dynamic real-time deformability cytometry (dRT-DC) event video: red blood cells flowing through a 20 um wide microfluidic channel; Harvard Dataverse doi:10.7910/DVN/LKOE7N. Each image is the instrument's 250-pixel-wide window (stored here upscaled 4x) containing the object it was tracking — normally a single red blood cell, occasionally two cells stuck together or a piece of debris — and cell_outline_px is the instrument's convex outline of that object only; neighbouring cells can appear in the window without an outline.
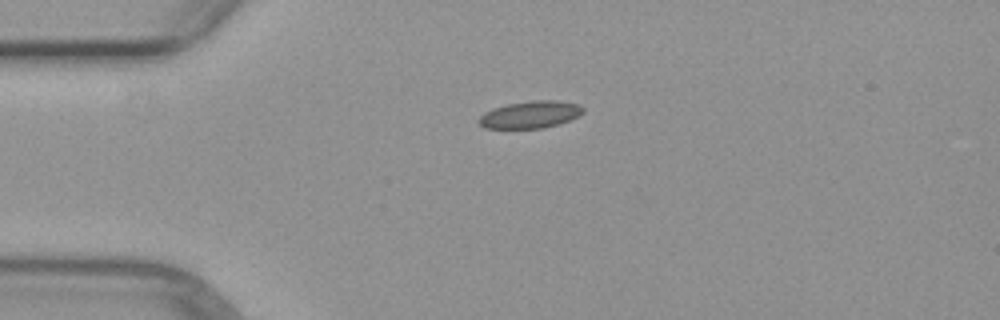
{"species": "common noctule bat (a hibernating species)", "species_latin": "Nyctalus noctula", "temperature_condition": "warm", "stored_images_in_passage": 3, "camera_frame_rate_fps": 3000, "um_per_image_px": 0.085, "animal": {"sex": "female", "body_mass_g": 29.2, "forearm_length_mm": 56.3}, "frame": {"image": 1, "passage_image": 1, "time_ms": 0.0, "image_size_px": [1000, 320], "cell_outline_px": [[584, 112], [580, 116], [544, 128], [484, 128], [476, 120], [484, 112], [492, 108], [508, 104], [536, 100], [556, 100], [580, 104], [584, 108]], "centroid_in_image_um": [45.08, 9.73], "position_along_channel_um": 39.9, "area_um2": 16.53}}
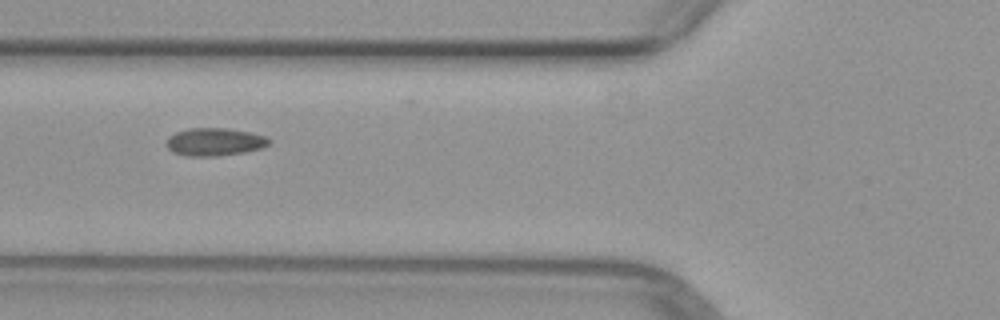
{"frame": {"image": 2, "passage_image": 3, "time_ms": 2.333, "image_size_px": [1000, 320], "cell_outline_px": [[272, 140], [268, 144], [260, 148], [244, 152], [216, 156], [184, 156], [172, 152], [164, 144], [168, 136], [176, 132], [188, 128], [228, 128], [268, 136]], "centroid_in_image_um": [18.2, 12.06], "position_along_channel_um": 107.6, "area_um2": 16.82}}